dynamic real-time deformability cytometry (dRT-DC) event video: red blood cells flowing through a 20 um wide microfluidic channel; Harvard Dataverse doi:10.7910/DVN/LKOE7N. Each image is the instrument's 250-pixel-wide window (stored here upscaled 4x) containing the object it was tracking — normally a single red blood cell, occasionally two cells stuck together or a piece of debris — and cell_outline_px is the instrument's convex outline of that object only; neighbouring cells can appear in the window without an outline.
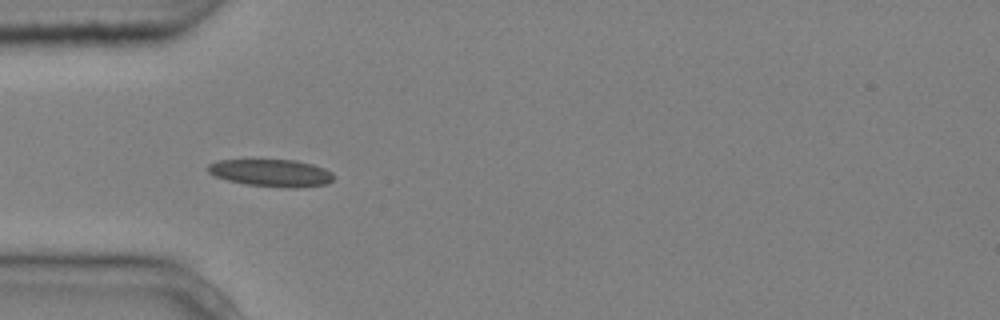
{"species": "common noctule bat (a hibernating species)", "species_latin": "Nyctalus noctula", "temperature_condition": "cold", "stored_images_in_passage": 9, "camera_frame_rate_fps": 3000, "um_per_image_px": 0.085, "animal": {"sex": "male", "body_mass_g": 20.4}, "frame": {"image": 1, "passage_image": 3, "time_ms": 0.667, "image_size_px": [1000, 320], "cell_outline_px": [[336, 176], [328, 184], [296, 188], [288, 188], [244, 184], [228, 180], [216, 176], [208, 172], [208, 164], [216, 160], [296, 160], [312, 164], [324, 168], [332, 172]], "centroid_in_image_um": [23.1, 14.7], "position_along_channel_um": 61.9, "area_um2": 20.11}}
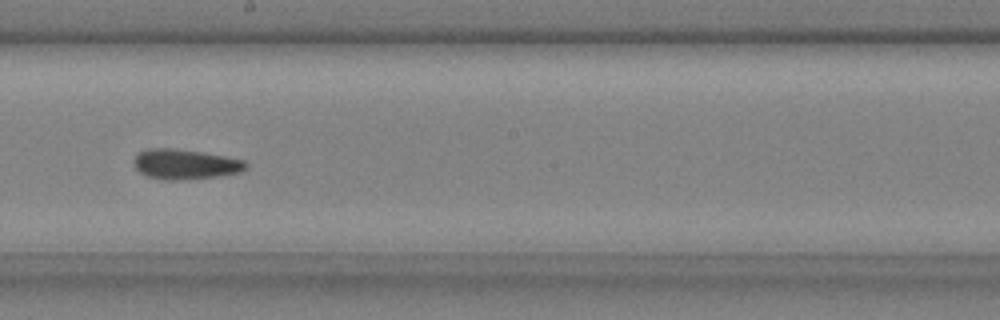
{"frame": {"image": 2, "passage_image": 7, "time_ms": 2.0, "image_size_px": [1000, 320], "cell_outline_px": [[248, 168], [240, 172], [216, 176], [176, 180], [160, 180], [148, 176], [140, 172], [136, 168], [132, 160], [140, 152], [148, 148], [172, 148], [204, 152], [244, 160], [248, 164]], "centroid_in_image_um": [15.73, 13.95], "position_along_channel_um": 232.5, "area_um2": 19.59}}
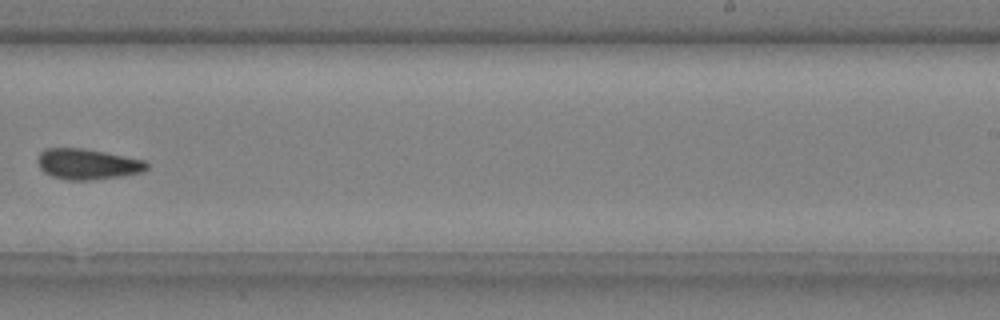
{"frame": {"image": 3, "passage_image": 8, "time_ms": 2.333, "image_size_px": [1000, 320], "cell_outline_px": [[148, 168], [144, 172], [120, 176], [88, 180], [68, 180], [52, 176], [44, 172], [40, 168], [40, 152], [48, 148], [84, 148], [144, 160], [148, 164]], "centroid_in_image_um": [7.47, 13.95], "position_along_channel_um": 281.5, "area_um2": 19.19}}